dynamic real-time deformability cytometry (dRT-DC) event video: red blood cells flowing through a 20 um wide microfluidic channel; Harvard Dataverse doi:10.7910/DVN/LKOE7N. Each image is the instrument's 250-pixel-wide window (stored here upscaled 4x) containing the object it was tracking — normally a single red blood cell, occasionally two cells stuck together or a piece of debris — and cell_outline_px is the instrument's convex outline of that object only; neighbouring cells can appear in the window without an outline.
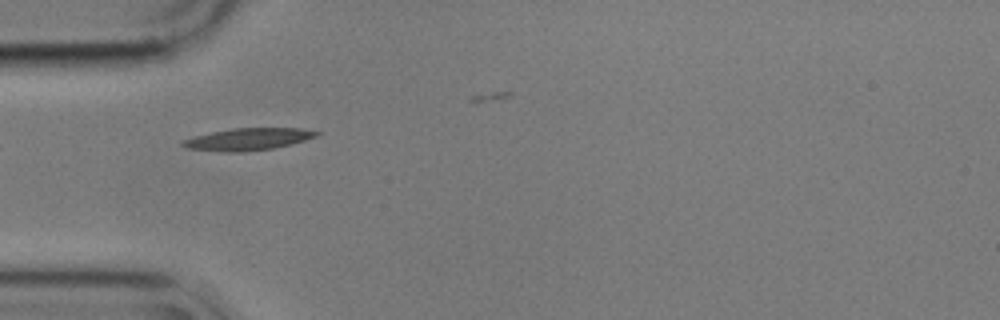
{"species": "common noctule bat (a hibernating species)", "species_latin": "Nyctalus noctula", "temperature_condition": "cold", "stored_images_in_passage": 8, "camera_frame_rate_fps": 3000, "um_per_image_px": 0.085, "animal": {"sex": "male", "body_mass_g": 17.9}, "frame": {"image": 1, "passage_image": 1, "time_ms": 0.0, "image_size_px": [1000, 320], "cell_outline_px": [[320, 132], [316, 136], [292, 144], [272, 148], [240, 152], [228, 152], [188, 148], [180, 144], [180, 140], [192, 136], [232, 128], [300, 128]], "centroid_in_image_um": [21.03, 11.82], "position_along_channel_um": 64.0, "area_um2": 17.11}}
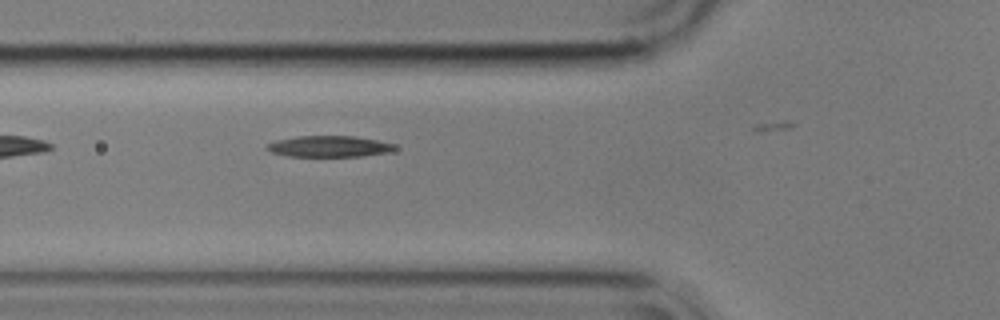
{"frame": {"image": 2, "passage_image": 4, "time_ms": 1.0, "image_size_px": [1000, 320], "cell_outline_px": [[396, 148], [388, 152], [360, 156], [288, 156], [272, 152], [264, 148], [268, 144], [276, 140], [296, 136], [352, 136], [376, 140], [396, 144]], "centroid_in_image_um": [27.95, 12.44], "position_along_channel_um": 97.8, "area_um2": 15.61}}
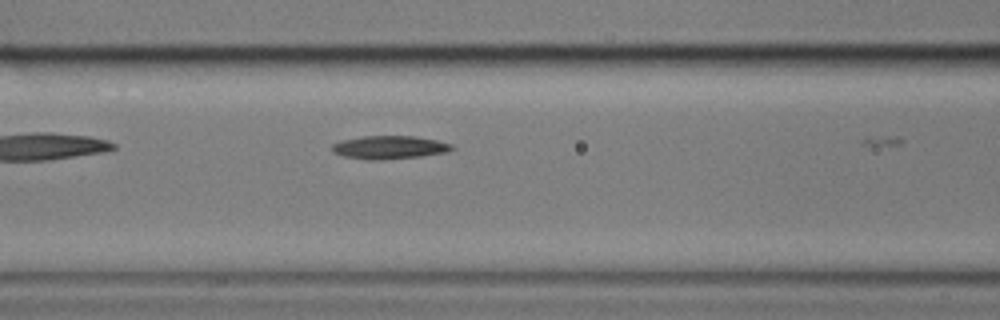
{"frame": {"image": 3, "passage_image": 7, "time_ms": 2.0, "image_size_px": [1000, 320], "cell_outline_px": [[456, 148], [448, 152], [420, 156], [380, 160], [364, 160], [344, 156], [332, 152], [332, 144], [340, 140], [360, 136], [416, 136], [436, 140], [452, 144]], "centroid_in_image_um": [33.08, 12.52], "position_along_channel_um": 133.5, "area_um2": 16.42}}